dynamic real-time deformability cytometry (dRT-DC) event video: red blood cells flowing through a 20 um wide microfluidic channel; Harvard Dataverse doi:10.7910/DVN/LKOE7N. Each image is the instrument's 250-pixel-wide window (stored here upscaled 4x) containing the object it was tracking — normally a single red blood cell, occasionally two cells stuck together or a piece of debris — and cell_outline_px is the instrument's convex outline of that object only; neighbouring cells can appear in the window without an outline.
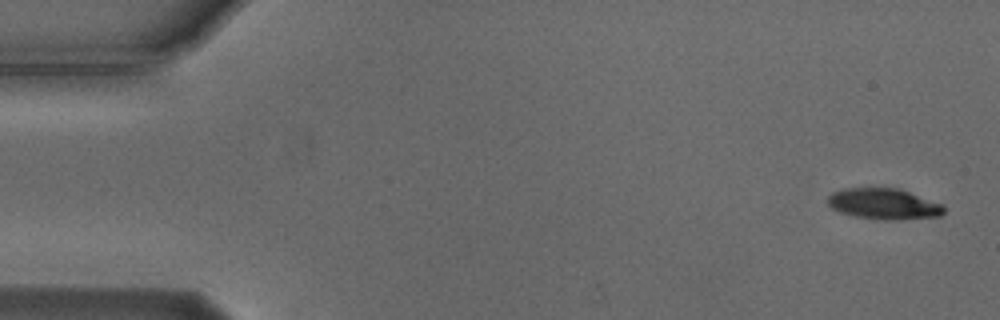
{"species": "Egyptian fruit bat (a non-hibernating species)", "species_latin": "Rousettus aegyptiacus", "temperature_condition": "cold", "stored_images_in_passage": 41, "camera_frame_rate_fps": 3000, "um_per_image_px": 0.085, "animal": {"sex": "male"}, "frame": {"image": 1, "passage_image": 1, "time_ms": 0.0, "image_size_px": [1000, 320], "cell_outline_px": [[944, 212], [940, 216], [900, 220], [884, 220], [856, 216], [840, 212], [832, 208], [828, 204], [828, 196], [832, 192], [844, 188], [900, 188], [944, 204]], "centroid_in_image_um": [75.16, 17.33], "position_along_channel_um": 9.8, "area_um2": 21.1}}
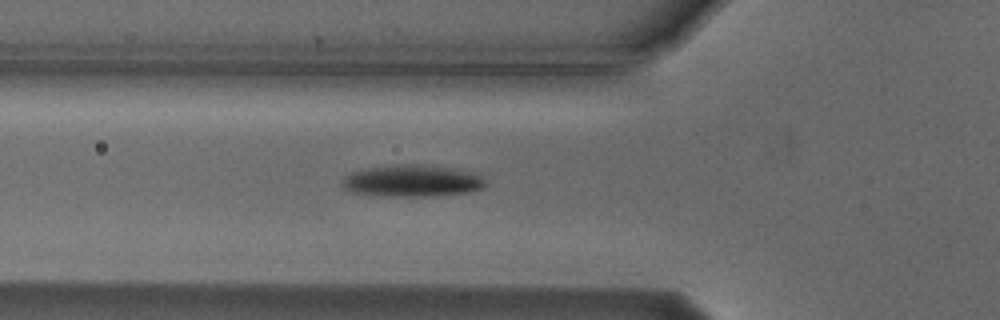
{"frame": {"image": 2, "passage_image": 18, "time_ms": 5.667, "image_size_px": [1000, 320], "cell_outline_px": [[488, 184], [480, 188], [468, 192], [432, 196], [380, 196], [352, 192], [344, 188], [340, 184], [340, 180], [352, 172], [368, 168], [396, 164], [416, 164], [452, 168], [476, 172]], "centroid_in_image_um": [35.01, 15.37], "position_along_channel_um": 90.8, "area_um2": 26.65}}
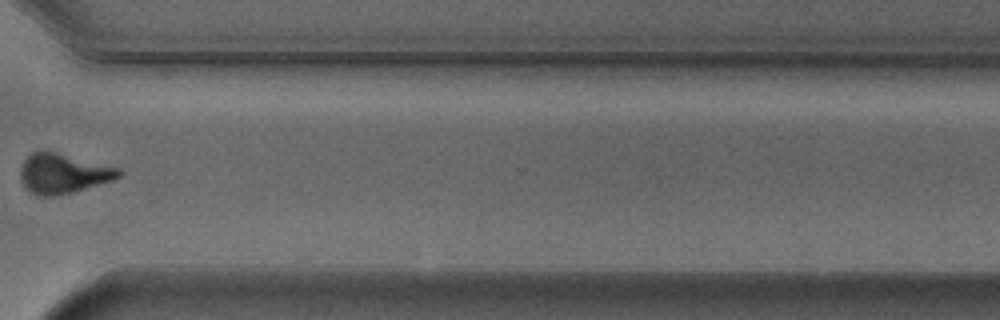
{"frame": {"image": 3, "passage_image": 40, "time_ms": 13.0, "image_size_px": [1000, 320], "cell_outline_px": [[124, 172], [120, 176], [112, 180], [72, 192], [52, 196], [40, 196], [24, 188], [20, 180], [20, 168], [24, 160], [32, 152], [44, 148], [120, 168]], "centroid_in_image_um": [5.33, 14.71], "position_along_channel_um": 365.3, "area_um2": 23.18}}